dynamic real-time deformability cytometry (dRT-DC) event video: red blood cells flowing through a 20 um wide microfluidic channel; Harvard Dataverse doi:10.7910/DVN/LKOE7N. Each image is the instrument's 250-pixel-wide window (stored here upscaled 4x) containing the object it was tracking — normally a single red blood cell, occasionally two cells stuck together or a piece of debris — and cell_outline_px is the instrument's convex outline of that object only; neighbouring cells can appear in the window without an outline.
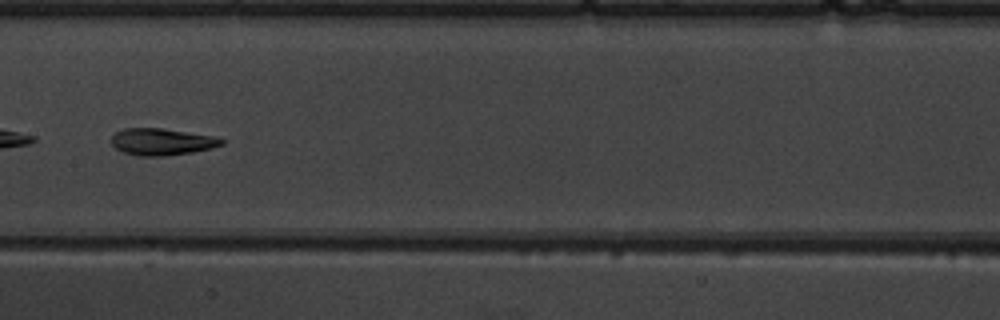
{"species": "common noctule bat (a hibernating species)", "species_latin": "Nyctalus noctula", "temperature_condition": "warm", "stored_images_in_passage": 8, "camera_frame_rate_fps": 3000, "um_per_image_px": 0.085, "animal": {"sex": "male", "body_mass_g": 19.5, "forearm_length_mm": 54.6}, "frame": {"image": 1, "passage_image": 8, "time_ms": 8.333, "image_size_px": [1000, 320], "cell_outline_px": [[224, 144], [212, 148], [192, 152], [164, 156], [140, 156], [124, 152], [116, 148], [112, 144], [112, 136], [116, 132], [124, 128], [160, 128], [212, 136], [224, 140]], "centroid_in_image_um": [13.74, 12.05], "position_along_channel_um": 193.7, "area_um2": 16.99}}